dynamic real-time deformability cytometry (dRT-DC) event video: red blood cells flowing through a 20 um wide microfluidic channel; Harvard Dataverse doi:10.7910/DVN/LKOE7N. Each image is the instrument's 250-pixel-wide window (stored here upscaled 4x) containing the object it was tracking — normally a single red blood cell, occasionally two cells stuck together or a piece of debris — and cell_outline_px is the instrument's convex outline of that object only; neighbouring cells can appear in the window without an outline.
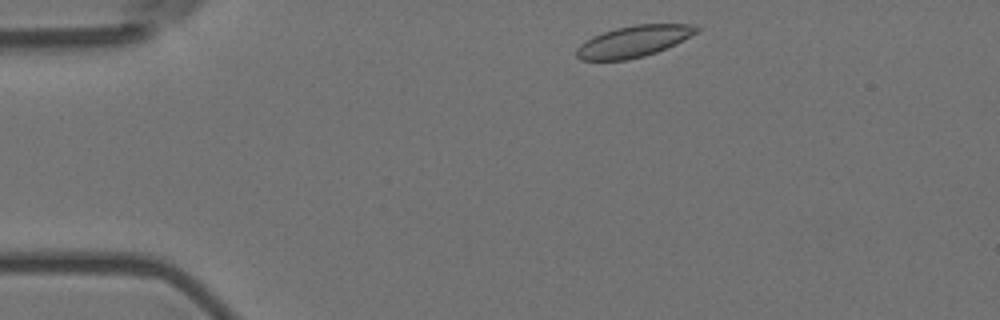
{"species": "Egyptian fruit bat (a non-hibernating species)", "species_latin": "Rousettus aegyptiacus", "temperature_condition": "room temperature", "stored_images_in_passage": 48, "camera_frame_rate_fps": 3000, "um_per_image_px": 0.085, "animal": {"sex": "female"}, "frame": {"image": 1, "passage_image": 2, "time_ms": 0.333, "image_size_px": [1000, 320], "cell_outline_px": [[700, 28], [696, 32], [676, 44], [656, 52], [644, 56], [628, 60], [580, 60], [576, 56], [576, 48], [580, 44], [592, 36], [616, 28], [636, 24], [696, 24]], "centroid_in_image_um": [53.84, 3.52], "position_along_channel_um": 31.2, "area_um2": 21.91}}
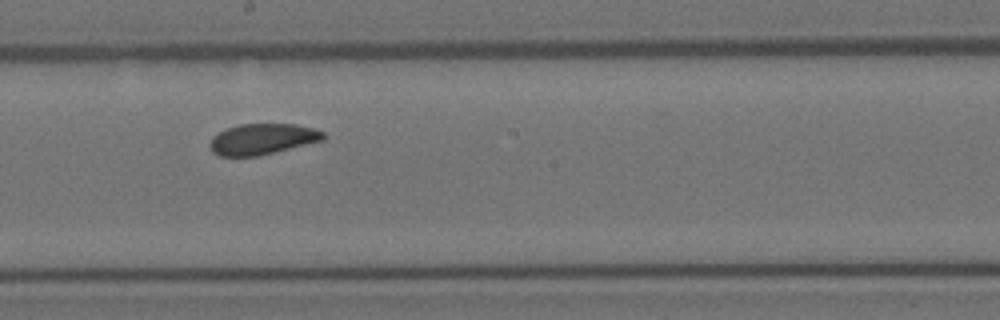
{"frame": {"image": 2, "passage_image": 23, "time_ms": 7.333, "image_size_px": [1000, 320], "cell_outline_px": [[324, 140], [256, 156], [220, 156], [212, 152], [208, 144], [212, 136], [228, 128], [240, 124], [296, 124], [316, 128], [324, 132]], "centroid_in_image_um": [22.29, 11.81], "position_along_channel_um": 225.9, "area_um2": 20.35}}
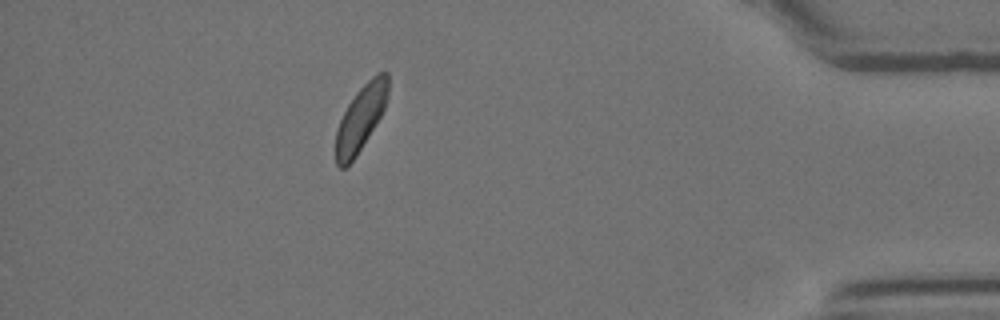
{"frame": {"image": 3, "passage_image": 42, "time_ms": 13.667, "image_size_px": [1000, 320], "cell_outline_px": [[388, 92], [384, 108], [380, 116], [356, 156], [344, 168], [340, 168], [336, 164], [336, 132], [340, 120], [348, 104], [356, 92], [376, 72], [388, 72]], "centroid_in_image_um": [30.66, 10.02], "position_along_channel_um": 404.5, "area_um2": 19.54}, "authors_computed_cell_mechanics": {"area_um2": 21.0392, "velocity_mm_per_s": 3.5497, "shape_relaxation_time_tau1_ms": 5.4977, "shape_relaxation_time_tau2_ms": 6.899, "deformation_change_tau1": 0.0882, "deformation_change_tau2": 0.0759}}